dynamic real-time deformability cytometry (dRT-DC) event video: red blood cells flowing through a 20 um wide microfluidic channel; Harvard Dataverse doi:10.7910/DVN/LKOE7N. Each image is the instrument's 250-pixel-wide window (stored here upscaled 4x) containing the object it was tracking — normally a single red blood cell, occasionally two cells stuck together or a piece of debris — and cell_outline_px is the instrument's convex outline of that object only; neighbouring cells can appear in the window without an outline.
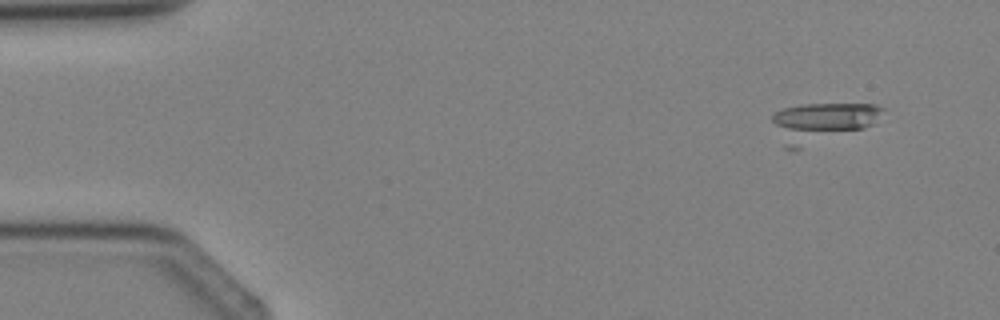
{"species": "Egyptian fruit bat (a non-hibernating species)", "species_latin": "Rousettus aegyptiacus", "temperature_condition": "cold", "stored_images_in_passage": 2, "camera_frame_rate_fps": 3000, "um_per_image_px": 0.085, "animal": {"sex": "female"}, "frame": {"image": 1, "passage_image": 1, "time_ms": 0.0, "image_size_px": [1000, 320], "cell_outline_px": [[884, 108], [872, 124], [864, 128], [800, 148], [784, 148], [772, 120], [772, 116], [776, 112], [784, 108], [804, 104], [876, 104]], "centroid_in_image_um": [69.83, 10.38], "position_along_channel_um": 15.2, "area_um2": 24.68}}